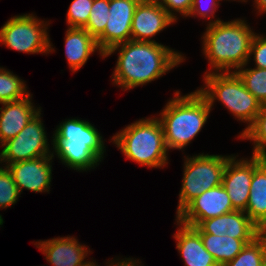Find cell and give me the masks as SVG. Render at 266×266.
<instances>
[{
    "label": "cell",
    "mask_w": 266,
    "mask_h": 266,
    "mask_svg": "<svg viewBox=\"0 0 266 266\" xmlns=\"http://www.w3.org/2000/svg\"><path fill=\"white\" fill-rule=\"evenodd\" d=\"M245 66L238 68L235 72L242 80L245 88L259 101L262 105L266 104V69L248 68Z\"/></svg>",
    "instance_id": "obj_22"
},
{
    "label": "cell",
    "mask_w": 266,
    "mask_h": 266,
    "mask_svg": "<svg viewBox=\"0 0 266 266\" xmlns=\"http://www.w3.org/2000/svg\"><path fill=\"white\" fill-rule=\"evenodd\" d=\"M206 1V0H205ZM203 0H193V3H192V7L190 9V13L188 16H200L201 18H210V16L212 18H214L215 16L214 13L216 12V8L219 4V1L220 0H207L206 2L208 3V5H210L209 7L207 6L206 7V4L205 6L203 5L205 2ZM210 3V4H209ZM209 13V14H208Z\"/></svg>",
    "instance_id": "obj_32"
},
{
    "label": "cell",
    "mask_w": 266,
    "mask_h": 266,
    "mask_svg": "<svg viewBox=\"0 0 266 266\" xmlns=\"http://www.w3.org/2000/svg\"><path fill=\"white\" fill-rule=\"evenodd\" d=\"M94 0H73L67 12V24L72 28H84Z\"/></svg>",
    "instance_id": "obj_29"
},
{
    "label": "cell",
    "mask_w": 266,
    "mask_h": 266,
    "mask_svg": "<svg viewBox=\"0 0 266 266\" xmlns=\"http://www.w3.org/2000/svg\"><path fill=\"white\" fill-rule=\"evenodd\" d=\"M52 266H82L90 253L75 237H57L35 243Z\"/></svg>",
    "instance_id": "obj_16"
},
{
    "label": "cell",
    "mask_w": 266,
    "mask_h": 266,
    "mask_svg": "<svg viewBox=\"0 0 266 266\" xmlns=\"http://www.w3.org/2000/svg\"><path fill=\"white\" fill-rule=\"evenodd\" d=\"M198 233H208L216 236L227 235L235 239H255L256 224L241 210L212 217L193 226Z\"/></svg>",
    "instance_id": "obj_15"
},
{
    "label": "cell",
    "mask_w": 266,
    "mask_h": 266,
    "mask_svg": "<svg viewBox=\"0 0 266 266\" xmlns=\"http://www.w3.org/2000/svg\"><path fill=\"white\" fill-rule=\"evenodd\" d=\"M94 126L85 120L67 119L60 123L55 130L52 140H68L73 141L76 138L84 136Z\"/></svg>",
    "instance_id": "obj_27"
},
{
    "label": "cell",
    "mask_w": 266,
    "mask_h": 266,
    "mask_svg": "<svg viewBox=\"0 0 266 266\" xmlns=\"http://www.w3.org/2000/svg\"><path fill=\"white\" fill-rule=\"evenodd\" d=\"M253 55L256 68L266 69V37L255 34L250 48L249 59Z\"/></svg>",
    "instance_id": "obj_30"
},
{
    "label": "cell",
    "mask_w": 266,
    "mask_h": 266,
    "mask_svg": "<svg viewBox=\"0 0 266 266\" xmlns=\"http://www.w3.org/2000/svg\"><path fill=\"white\" fill-rule=\"evenodd\" d=\"M46 23L33 14L14 16L1 27L0 43L19 52L49 54L55 50L51 47Z\"/></svg>",
    "instance_id": "obj_7"
},
{
    "label": "cell",
    "mask_w": 266,
    "mask_h": 266,
    "mask_svg": "<svg viewBox=\"0 0 266 266\" xmlns=\"http://www.w3.org/2000/svg\"><path fill=\"white\" fill-rule=\"evenodd\" d=\"M239 137L254 142L252 155L266 158V104L261 107L254 123Z\"/></svg>",
    "instance_id": "obj_24"
},
{
    "label": "cell",
    "mask_w": 266,
    "mask_h": 266,
    "mask_svg": "<svg viewBox=\"0 0 266 266\" xmlns=\"http://www.w3.org/2000/svg\"><path fill=\"white\" fill-rule=\"evenodd\" d=\"M55 155L74 170L87 171L99 165L105 152L104 140L93 127L84 136L68 140H52ZM87 169V170H86Z\"/></svg>",
    "instance_id": "obj_9"
},
{
    "label": "cell",
    "mask_w": 266,
    "mask_h": 266,
    "mask_svg": "<svg viewBox=\"0 0 266 266\" xmlns=\"http://www.w3.org/2000/svg\"><path fill=\"white\" fill-rule=\"evenodd\" d=\"M205 86L198 92L207 100L210 109L217 99L240 121L248 124L241 135L254 123L263 106L244 86L235 72L215 73L204 76Z\"/></svg>",
    "instance_id": "obj_5"
},
{
    "label": "cell",
    "mask_w": 266,
    "mask_h": 266,
    "mask_svg": "<svg viewBox=\"0 0 266 266\" xmlns=\"http://www.w3.org/2000/svg\"><path fill=\"white\" fill-rule=\"evenodd\" d=\"M210 111L207 100L198 90L183 96L176 91L159 118L168 151L186 147L201 131Z\"/></svg>",
    "instance_id": "obj_3"
},
{
    "label": "cell",
    "mask_w": 266,
    "mask_h": 266,
    "mask_svg": "<svg viewBox=\"0 0 266 266\" xmlns=\"http://www.w3.org/2000/svg\"><path fill=\"white\" fill-rule=\"evenodd\" d=\"M235 211L223 185L211 188L191 200L176 216L187 226H198L202 221Z\"/></svg>",
    "instance_id": "obj_11"
},
{
    "label": "cell",
    "mask_w": 266,
    "mask_h": 266,
    "mask_svg": "<svg viewBox=\"0 0 266 266\" xmlns=\"http://www.w3.org/2000/svg\"><path fill=\"white\" fill-rule=\"evenodd\" d=\"M109 14V0H94L84 29L97 39L105 30Z\"/></svg>",
    "instance_id": "obj_26"
},
{
    "label": "cell",
    "mask_w": 266,
    "mask_h": 266,
    "mask_svg": "<svg viewBox=\"0 0 266 266\" xmlns=\"http://www.w3.org/2000/svg\"><path fill=\"white\" fill-rule=\"evenodd\" d=\"M230 157L202 153L185 158L177 214L195 197L222 184L223 172Z\"/></svg>",
    "instance_id": "obj_6"
},
{
    "label": "cell",
    "mask_w": 266,
    "mask_h": 266,
    "mask_svg": "<svg viewBox=\"0 0 266 266\" xmlns=\"http://www.w3.org/2000/svg\"><path fill=\"white\" fill-rule=\"evenodd\" d=\"M174 22L160 4L154 0H141L132 19L131 40L155 42L151 38Z\"/></svg>",
    "instance_id": "obj_14"
},
{
    "label": "cell",
    "mask_w": 266,
    "mask_h": 266,
    "mask_svg": "<svg viewBox=\"0 0 266 266\" xmlns=\"http://www.w3.org/2000/svg\"><path fill=\"white\" fill-rule=\"evenodd\" d=\"M32 95L24 99L1 103L0 107V143L1 145L14 138L35 117L41 109L33 106ZM31 99V100H30Z\"/></svg>",
    "instance_id": "obj_17"
},
{
    "label": "cell",
    "mask_w": 266,
    "mask_h": 266,
    "mask_svg": "<svg viewBox=\"0 0 266 266\" xmlns=\"http://www.w3.org/2000/svg\"><path fill=\"white\" fill-rule=\"evenodd\" d=\"M65 35V56L72 72L83 67L96 50L104 58L96 39L84 28L68 27Z\"/></svg>",
    "instance_id": "obj_19"
},
{
    "label": "cell",
    "mask_w": 266,
    "mask_h": 266,
    "mask_svg": "<svg viewBox=\"0 0 266 266\" xmlns=\"http://www.w3.org/2000/svg\"><path fill=\"white\" fill-rule=\"evenodd\" d=\"M179 229L174 234L177 250L186 266H219L205 249L200 234L191 226L177 221Z\"/></svg>",
    "instance_id": "obj_18"
},
{
    "label": "cell",
    "mask_w": 266,
    "mask_h": 266,
    "mask_svg": "<svg viewBox=\"0 0 266 266\" xmlns=\"http://www.w3.org/2000/svg\"><path fill=\"white\" fill-rule=\"evenodd\" d=\"M39 112L18 133L17 136L3 143L0 152V163L12 164L32 160L42 156H54L49 150L45 128Z\"/></svg>",
    "instance_id": "obj_8"
},
{
    "label": "cell",
    "mask_w": 266,
    "mask_h": 266,
    "mask_svg": "<svg viewBox=\"0 0 266 266\" xmlns=\"http://www.w3.org/2000/svg\"><path fill=\"white\" fill-rule=\"evenodd\" d=\"M127 159L141 166L164 167L168 162L164 130L159 118L140 119L111 139Z\"/></svg>",
    "instance_id": "obj_4"
},
{
    "label": "cell",
    "mask_w": 266,
    "mask_h": 266,
    "mask_svg": "<svg viewBox=\"0 0 266 266\" xmlns=\"http://www.w3.org/2000/svg\"><path fill=\"white\" fill-rule=\"evenodd\" d=\"M223 266H266L261 243L255 238L252 242L247 243L233 260Z\"/></svg>",
    "instance_id": "obj_25"
},
{
    "label": "cell",
    "mask_w": 266,
    "mask_h": 266,
    "mask_svg": "<svg viewBox=\"0 0 266 266\" xmlns=\"http://www.w3.org/2000/svg\"><path fill=\"white\" fill-rule=\"evenodd\" d=\"M141 0H109V19L104 32L96 39L100 51L131 40V26L135 9Z\"/></svg>",
    "instance_id": "obj_12"
},
{
    "label": "cell",
    "mask_w": 266,
    "mask_h": 266,
    "mask_svg": "<svg viewBox=\"0 0 266 266\" xmlns=\"http://www.w3.org/2000/svg\"><path fill=\"white\" fill-rule=\"evenodd\" d=\"M265 159V157L256 155H252L250 160H236L234 155L228 159L223 172L222 185L235 210H246L253 171Z\"/></svg>",
    "instance_id": "obj_10"
},
{
    "label": "cell",
    "mask_w": 266,
    "mask_h": 266,
    "mask_svg": "<svg viewBox=\"0 0 266 266\" xmlns=\"http://www.w3.org/2000/svg\"><path fill=\"white\" fill-rule=\"evenodd\" d=\"M249 200L244 211L257 225L266 221V159L253 171Z\"/></svg>",
    "instance_id": "obj_21"
},
{
    "label": "cell",
    "mask_w": 266,
    "mask_h": 266,
    "mask_svg": "<svg viewBox=\"0 0 266 266\" xmlns=\"http://www.w3.org/2000/svg\"><path fill=\"white\" fill-rule=\"evenodd\" d=\"M254 2L259 13L266 12V0H254Z\"/></svg>",
    "instance_id": "obj_35"
},
{
    "label": "cell",
    "mask_w": 266,
    "mask_h": 266,
    "mask_svg": "<svg viewBox=\"0 0 266 266\" xmlns=\"http://www.w3.org/2000/svg\"><path fill=\"white\" fill-rule=\"evenodd\" d=\"M82 266H98L94 261H86Z\"/></svg>",
    "instance_id": "obj_36"
},
{
    "label": "cell",
    "mask_w": 266,
    "mask_h": 266,
    "mask_svg": "<svg viewBox=\"0 0 266 266\" xmlns=\"http://www.w3.org/2000/svg\"><path fill=\"white\" fill-rule=\"evenodd\" d=\"M205 249L214 257L219 266L233 260L243 247L254 239H235L227 235L216 236L208 233H199Z\"/></svg>",
    "instance_id": "obj_20"
},
{
    "label": "cell",
    "mask_w": 266,
    "mask_h": 266,
    "mask_svg": "<svg viewBox=\"0 0 266 266\" xmlns=\"http://www.w3.org/2000/svg\"><path fill=\"white\" fill-rule=\"evenodd\" d=\"M158 4H160L169 15L177 21V16L173 12H177L182 16L187 17L190 13V9L192 7L193 0H154Z\"/></svg>",
    "instance_id": "obj_31"
},
{
    "label": "cell",
    "mask_w": 266,
    "mask_h": 266,
    "mask_svg": "<svg viewBox=\"0 0 266 266\" xmlns=\"http://www.w3.org/2000/svg\"><path fill=\"white\" fill-rule=\"evenodd\" d=\"M256 239L261 243L266 259V221L256 225Z\"/></svg>",
    "instance_id": "obj_33"
},
{
    "label": "cell",
    "mask_w": 266,
    "mask_h": 266,
    "mask_svg": "<svg viewBox=\"0 0 266 266\" xmlns=\"http://www.w3.org/2000/svg\"><path fill=\"white\" fill-rule=\"evenodd\" d=\"M19 195L20 192L10 171L7 167H0V208L4 209L14 205L18 201ZM0 225H3V218L1 215Z\"/></svg>",
    "instance_id": "obj_28"
},
{
    "label": "cell",
    "mask_w": 266,
    "mask_h": 266,
    "mask_svg": "<svg viewBox=\"0 0 266 266\" xmlns=\"http://www.w3.org/2000/svg\"><path fill=\"white\" fill-rule=\"evenodd\" d=\"M203 37V53L215 73L233 72L247 64L254 33L245 20L208 22Z\"/></svg>",
    "instance_id": "obj_2"
},
{
    "label": "cell",
    "mask_w": 266,
    "mask_h": 266,
    "mask_svg": "<svg viewBox=\"0 0 266 266\" xmlns=\"http://www.w3.org/2000/svg\"><path fill=\"white\" fill-rule=\"evenodd\" d=\"M52 158L54 156H42L5 166L12 174L20 194L23 189L38 193L49 191L52 179Z\"/></svg>",
    "instance_id": "obj_13"
},
{
    "label": "cell",
    "mask_w": 266,
    "mask_h": 266,
    "mask_svg": "<svg viewBox=\"0 0 266 266\" xmlns=\"http://www.w3.org/2000/svg\"><path fill=\"white\" fill-rule=\"evenodd\" d=\"M26 87L24 81L13 72L0 67V104L24 99L29 95Z\"/></svg>",
    "instance_id": "obj_23"
},
{
    "label": "cell",
    "mask_w": 266,
    "mask_h": 266,
    "mask_svg": "<svg viewBox=\"0 0 266 266\" xmlns=\"http://www.w3.org/2000/svg\"><path fill=\"white\" fill-rule=\"evenodd\" d=\"M116 50L119 55L112 82L125 90L154 81L185 60L182 54L161 43L133 40L110 48L104 58Z\"/></svg>",
    "instance_id": "obj_1"
},
{
    "label": "cell",
    "mask_w": 266,
    "mask_h": 266,
    "mask_svg": "<svg viewBox=\"0 0 266 266\" xmlns=\"http://www.w3.org/2000/svg\"><path fill=\"white\" fill-rule=\"evenodd\" d=\"M108 263H109L108 266H141V264L140 265L137 264V263H139V260H133L131 258H128V259L125 258V260L122 259V261L121 260L120 261L118 260V262L115 263V264L112 261H111V263L108 261Z\"/></svg>",
    "instance_id": "obj_34"
}]
</instances>
